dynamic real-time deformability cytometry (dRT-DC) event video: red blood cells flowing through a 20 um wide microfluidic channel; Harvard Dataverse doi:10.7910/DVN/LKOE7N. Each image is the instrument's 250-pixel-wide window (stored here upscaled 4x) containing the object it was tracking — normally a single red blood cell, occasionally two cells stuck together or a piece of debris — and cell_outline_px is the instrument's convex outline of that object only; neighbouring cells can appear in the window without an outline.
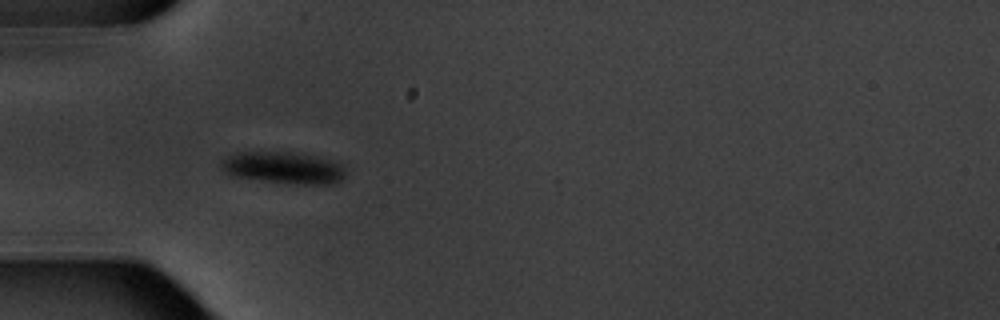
{"species": "common noctule bat (a hibernating species)", "species_latin": "Nyctalus noctula", "temperature_condition": "warm", "stored_images_in_passage": 5, "camera_frame_rate_fps": 3000, "um_per_image_px": 0.085, "animal": {"sex": "male", "body_mass_g": 20.1, "forearm_length_mm": 53.5}, "frame": {"image": 1, "passage_image": 3, "time_ms": 2.333, "image_size_px": [1000, 320], "cell_outline_px": [[344, 176], [340, 180], [332, 184], [296, 184], [228, 176], [220, 168], [220, 160], [236, 152], [304, 152], [336, 160], [344, 168]], "centroid_in_image_um": [24.08, 14.24], "position_along_channel_um": 60.9, "area_um2": 23.64}}
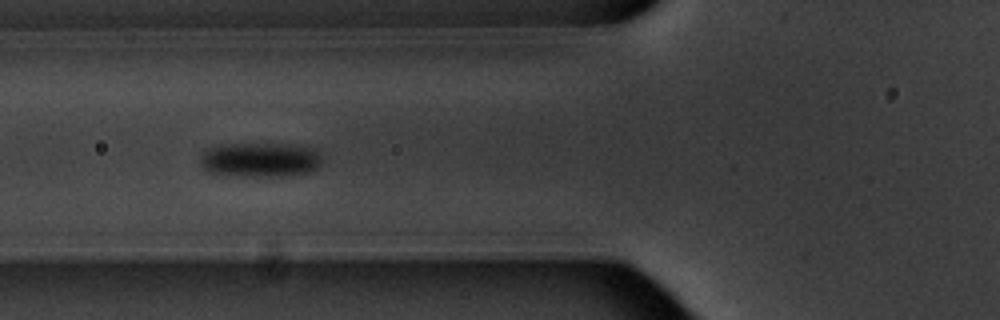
{"frame": {"image": 2, "passage_image": 4, "time_ms": 3.667, "image_size_px": [1000, 320], "cell_outline_px": [[320, 164], [316, 168], [308, 172], [280, 176], [240, 176], [208, 172], [200, 164], [200, 156], [208, 148], [216, 144], [304, 144], [316, 148], [320, 152]], "centroid_in_image_um": [22.13, 13.55], "position_along_channel_um": 103.7, "area_um2": 24.85}}